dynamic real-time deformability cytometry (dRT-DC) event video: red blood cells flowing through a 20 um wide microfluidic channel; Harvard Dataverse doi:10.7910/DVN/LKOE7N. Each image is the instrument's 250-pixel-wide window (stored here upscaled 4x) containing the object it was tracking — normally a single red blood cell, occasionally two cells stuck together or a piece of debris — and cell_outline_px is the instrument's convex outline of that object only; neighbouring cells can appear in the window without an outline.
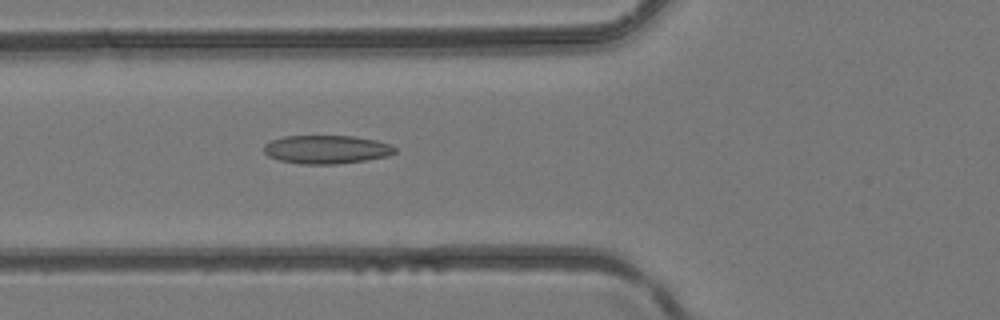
{"species": "common noctule bat (a hibernating species)", "species_latin": "Nyctalus noctula", "temperature_condition": "room temperature", "stored_images_in_passage": 35, "camera_frame_rate_fps": 3000, "um_per_image_px": 0.085, "animal": {"sex": "female", "body_mass_g": 24.6, "forearm_length_mm": 56.2}, "frame": {"image": 1, "passage_image": 10, "time_ms": 3.0, "image_size_px": [1000, 320], "cell_outline_px": [[396, 152], [388, 156], [364, 160], [336, 164], [300, 164], [280, 160], [268, 156], [264, 152], [264, 144], [272, 140], [284, 136], [352, 136], [376, 140], [388, 144], [396, 148]], "centroid_in_image_um": [27.73, 12.7], "position_along_channel_um": 98.1, "area_um2": 21.62}}
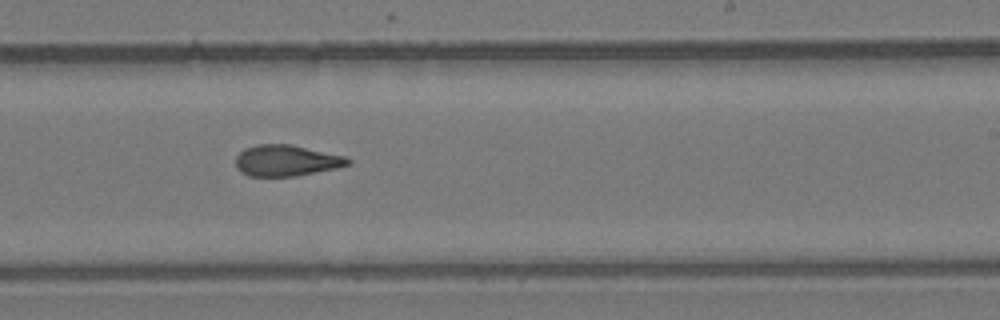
{"frame": {"image": 2, "passage_image": 20, "time_ms": 6.333, "image_size_px": [1000, 320], "cell_outline_px": [[352, 164], [336, 168], [296, 176], [248, 176], [240, 172], [236, 168], [236, 156], [244, 148], [256, 144], [292, 144], [344, 156], [352, 160]], "centroid_in_image_um": [24.33, 13.64], "position_along_channel_um": 264.7, "area_um2": 20.52}}
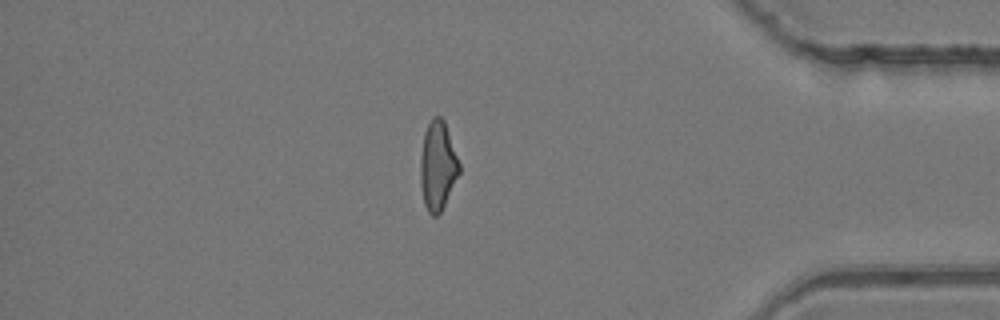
{"frame": {"image": 3, "passage_image": 30, "time_ms": 9.667, "image_size_px": [1000, 320], "cell_outline_px": [[460, 172], [440, 212], [436, 216], [432, 216], [428, 212], [424, 204], [420, 184], [420, 156], [424, 132], [432, 116], [440, 116], [444, 120], [460, 164]], "centroid_in_image_um": [37.19, 14.07], "position_along_channel_um": 398.0, "area_um2": 20.11}}